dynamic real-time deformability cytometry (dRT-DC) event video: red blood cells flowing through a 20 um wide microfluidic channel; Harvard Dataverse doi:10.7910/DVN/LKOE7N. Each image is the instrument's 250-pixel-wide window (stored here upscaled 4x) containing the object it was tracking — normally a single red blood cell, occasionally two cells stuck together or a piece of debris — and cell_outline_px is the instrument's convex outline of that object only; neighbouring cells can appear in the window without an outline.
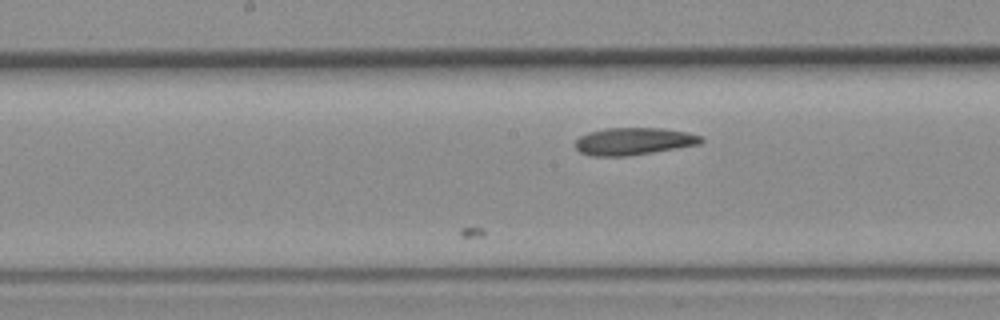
{"species": "common noctule bat (a hibernating species)", "species_latin": "Nyctalus noctula", "temperature_condition": "room temperature", "stored_images_in_passage": 28, "camera_frame_rate_fps": 3000, "um_per_image_px": 0.085, "animal": {"sex": "female", "body_mass_g": 19.3, "forearm_length_mm": 54.1}, "frame": {"image": 1, "passage_image": 16, "time_ms": 5.0, "image_size_px": [1000, 320], "cell_outline_px": [[704, 140], [700, 144], [628, 156], [592, 156], [580, 152], [576, 148], [576, 140], [580, 136], [588, 132], [604, 128], [664, 128], [688, 132], [700, 136]], "centroid_in_image_um": [53.85, 12.0], "position_along_channel_um": 194.3, "area_um2": 20.0}}